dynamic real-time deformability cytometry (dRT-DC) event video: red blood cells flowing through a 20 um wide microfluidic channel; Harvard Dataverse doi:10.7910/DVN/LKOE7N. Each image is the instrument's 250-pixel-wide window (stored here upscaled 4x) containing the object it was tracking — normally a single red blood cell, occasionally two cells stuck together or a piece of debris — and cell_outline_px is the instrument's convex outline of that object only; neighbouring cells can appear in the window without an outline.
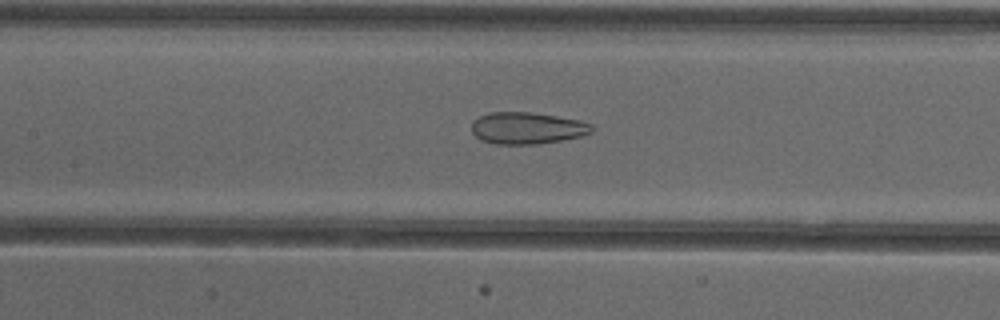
{"species": "common noctule bat (a hibernating species)", "species_latin": "Nyctalus noctula", "temperature_condition": "cold", "stored_images_in_passage": 53, "camera_frame_rate_fps": 3000, "um_per_image_px": 0.085, "animal": {"sex": "female"}, "frame": {"image": 1, "passage_image": 25, "time_ms": 8.0, "image_size_px": [1000, 320], "cell_outline_px": [[592, 132], [580, 136], [560, 140], [536, 144], [496, 144], [484, 140], [476, 136], [472, 132], [472, 120], [488, 112], [528, 112], [556, 116], [580, 120], [592, 124]], "centroid_in_image_um": [44.79, 10.88], "position_along_channel_um": 162.6, "area_um2": 22.08}}
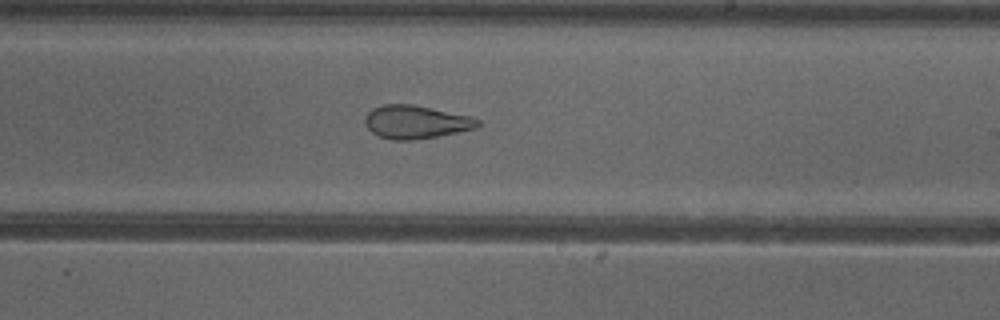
{"frame": {"image": 2, "passage_image": 32, "time_ms": 10.333, "image_size_px": [1000, 320], "cell_outline_px": [[480, 124], [476, 128], [436, 136], [412, 140], [392, 140], [380, 136], [372, 132], [368, 128], [364, 120], [364, 116], [372, 108], [384, 104], [412, 104], [472, 116], [480, 120]], "centroid_in_image_um": [35.34, 10.36], "position_along_channel_um": 253.7, "area_um2": 21.79}}
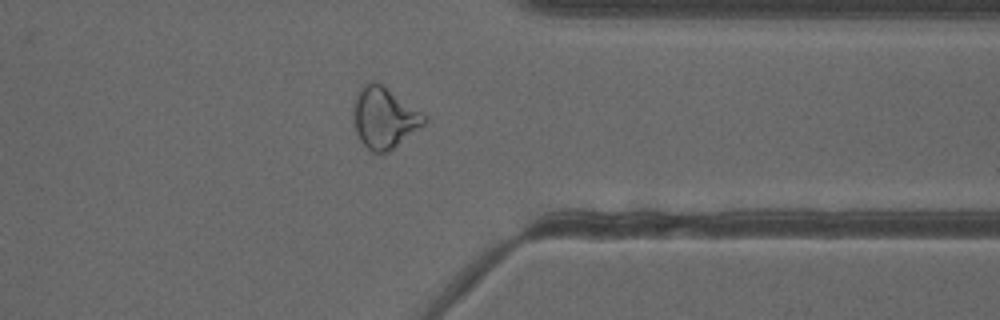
{"frame": {"image": 3, "passage_image": 42, "time_ms": 13.667, "image_size_px": [1000, 320], "cell_outline_px": [[428, 120], [424, 124], [388, 152], [372, 152], [360, 140], [356, 132], [356, 96], [360, 88], [368, 80], [376, 80], [428, 116]], "centroid_in_image_um": [32.7, 9.98], "position_along_channel_um": 378.7, "area_um2": 24.62}, "authors_computed_cell_mechanics": {"area_um2": 27.3972, "velocity_mm_per_s": 3.9146, "shape_relaxation_time_tau1_ms": null, "shape_relaxation_time_tau2_ms": 1.8825, "deformation_change_tau1": null, "deformation_change_tau2": 0.1049}}